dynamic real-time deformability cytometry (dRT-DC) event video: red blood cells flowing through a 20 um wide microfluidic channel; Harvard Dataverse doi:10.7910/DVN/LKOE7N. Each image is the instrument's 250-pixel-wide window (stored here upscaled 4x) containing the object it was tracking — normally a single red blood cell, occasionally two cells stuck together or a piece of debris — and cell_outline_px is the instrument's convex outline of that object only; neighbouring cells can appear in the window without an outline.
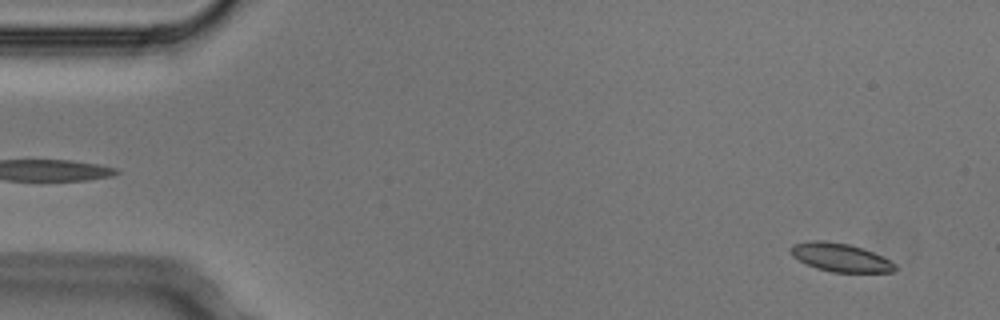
{"species": "Egyptian fruit bat (a non-hibernating species)", "species_latin": "Rousettus aegyptiacus", "temperature_condition": "cold", "stored_images_in_passage": 4, "camera_frame_rate_fps": 3000, "um_per_image_px": 0.085, "animal": {"sex": "male"}, "frame": {"image": 1, "passage_image": 1, "time_ms": 0.0, "image_size_px": [1000, 320], "cell_outline_px": [[896, 268], [892, 272], [832, 272], [816, 268], [792, 256], [792, 244], [812, 240], [824, 240], [848, 244], [872, 252], [896, 264]], "centroid_in_image_um": [71.42, 21.88], "position_along_channel_um": 13.6, "area_um2": 16.88}}
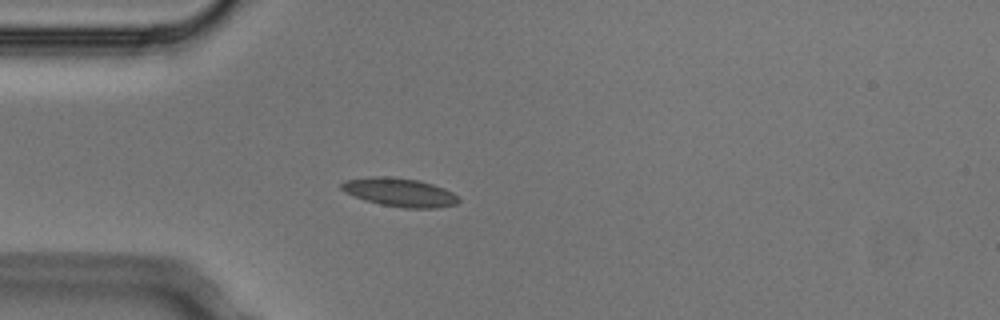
{"frame": {"image": 2, "passage_image": 4, "time_ms": 1.0, "image_size_px": [1000, 320], "cell_outline_px": [[460, 200], [456, 204], [436, 208], [404, 208], [380, 204], [344, 192], [340, 188], [340, 184], [344, 180], [368, 176], [388, 176], [420, 180], [444, 188], [460, 196]], "centroid_in_image_um": [33.98, 16.33], "position_along_channel_um": 51.0, "area_um2": 19.59}}